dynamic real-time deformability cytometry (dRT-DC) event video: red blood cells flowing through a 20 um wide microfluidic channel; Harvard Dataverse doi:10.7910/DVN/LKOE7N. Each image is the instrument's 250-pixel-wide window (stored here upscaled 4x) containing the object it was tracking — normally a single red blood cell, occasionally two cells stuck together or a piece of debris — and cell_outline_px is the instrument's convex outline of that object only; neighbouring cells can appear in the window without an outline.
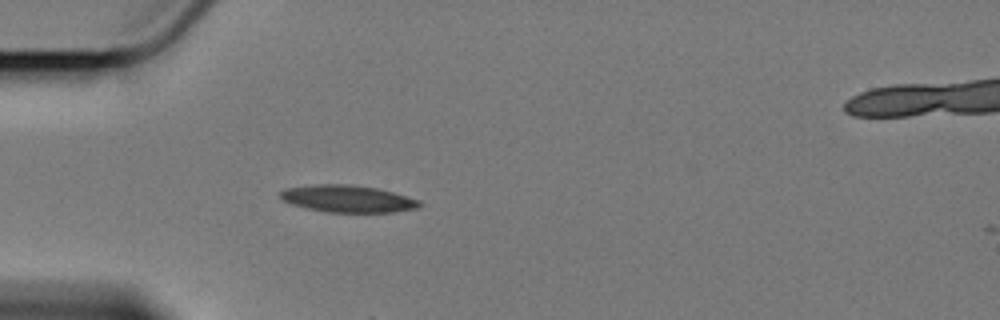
{"species": "Egyptian fruit bat (a non-hibernating species)", "species_latin": "Rousettus aegyptiacus", "temperature_condition": "cold", "stored_images_in_passage": 16, "camera_frame_rate_fps": 3000, "um_per_image_px": 0.085, "animal": {"sex": "female"}, "frame": {"image": 1, "passage_image": 14, "time_ms": 4.333, "image_size_px": [1000, 320], "cell_outline_px": [[424, 204], [416, 208], [392, 212], [328, 212], [308, 208], [292, 204], [284, 200], [280, 196], [280, 192], [288, 188], [316, 184], [344, 184], [376, 188], [392, 192], [420, 200]], "centroid_in_image_um": [29.59, 16.89], "position_along_channel_um": 55.4, "area_um2": 21.62}}